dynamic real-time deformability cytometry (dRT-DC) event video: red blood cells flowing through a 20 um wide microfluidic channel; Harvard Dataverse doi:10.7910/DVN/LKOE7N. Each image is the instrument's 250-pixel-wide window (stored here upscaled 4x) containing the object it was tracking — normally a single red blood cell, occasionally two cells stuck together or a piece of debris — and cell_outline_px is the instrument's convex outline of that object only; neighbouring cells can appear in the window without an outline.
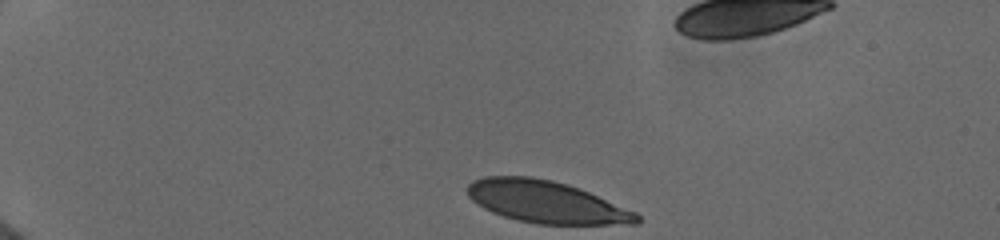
{"species": "human", "species_latin": "Homo sapiens", "temperature_condition": "cold", "stored_images_in_passage": 31, "camera_frame_rate_fps": 3000, "um_per_image_px": 0.085, "donor": {"sex": "female"}, "frame": {"image": 1, "passage_image": 1, "time_ms": 0.0, "image_size_px": [1000, 240], "cell_outline_px": [[640, 220], [636, 224], [536, 224], [516, 220], [492, 212], [484, 208], [472, 200], [468, 196], [468, 184], [472, 180], [484, 176], [532, 176], [552, 180], [568, 184], [580, 188], [636, 212], [640, 216]], "centroid_in_image_um": [46.42, 17.16], "position_along_channel_um": 38.6, "area_um2": 41.62}}
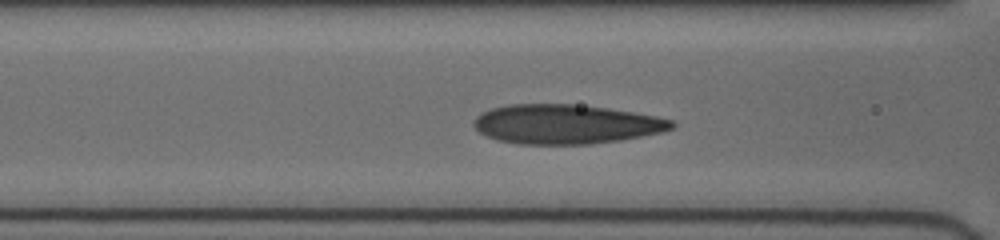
{"frame": {"image": 2, "passage_image": 21, "time_ms": 4.0, "image_size_px": [1000, 240], "cell_outline_px": [[676, 124], [672, 128], [664, 132], [620, 140], [588, 144], [520, 144], [496, 140], [480, 132], [472, 124], [472, 120], [480, 112], [492, 108], [508, 104], [572, 104], [608, 108], [656, 116], [672, 120]], "centroid_in_image_um": [48.08, 10.55], "position_along_channel_um": 118.5, "area_um2": 45.55}}
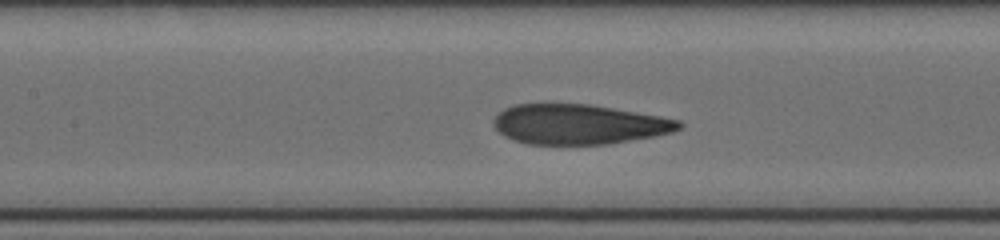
{"frame": {"image": 3, "passage_image": 27, "time_ms": 5.0, "image_size_px": [1000, 240], "cell_outline_px": [[684, 124], [680, 128], [672, 132], [656, 136], [608, 144], [528, 144], [512, 140], [504, 136], [492, 124], [492, 120], [504, 108], [516, 104], [592, 104], [660, 116], [680, 120]], "centroid_in_image_um": [49.21, 10.56], "position_along_channel_um": 158.2, "area_um2": 43.29}}